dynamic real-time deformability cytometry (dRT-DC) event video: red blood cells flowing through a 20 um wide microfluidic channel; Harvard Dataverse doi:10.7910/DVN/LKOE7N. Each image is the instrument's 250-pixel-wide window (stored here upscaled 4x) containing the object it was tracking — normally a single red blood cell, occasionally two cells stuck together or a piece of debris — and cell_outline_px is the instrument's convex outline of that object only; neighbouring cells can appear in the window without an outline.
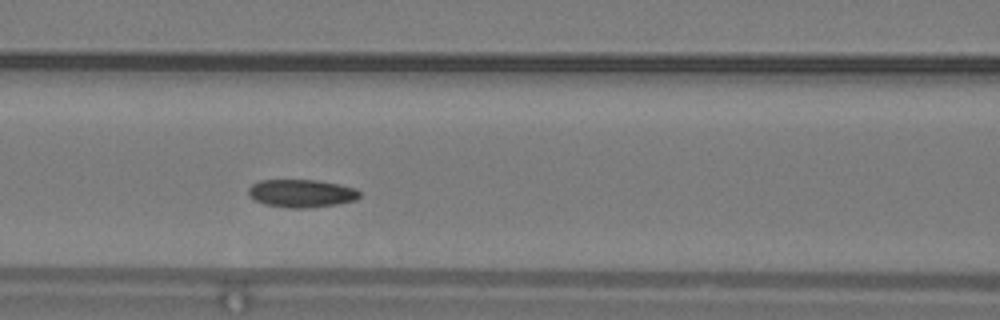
{"species": "common noctule bat (a hibernating species)", "species_latin": "Nyctalus noctula", "temperature_condition": "warm", "stored_images_in_passage": 42, "camera_frame_rate_fps": 3000, "um_per_image_px": 0.085, "animal": {"sex": "male", "body_mass_g": 19.2, "forearm_length_mm": 51.8}, "frame": {"image": 1, "passage_image": 13, "time_ms": 4.0, "image_size_px": [1000, 320], "cell_outline_px": [[360, 196], [356, 200], [336, 204], [312, 208], [288, 208], [264, 204], [256, 200], [248, 192], [248, 188], [252, 184], [260, 180], [316, 180], [356, 188], [360, 192]], "centroid_in_image_um": [25.63, 16.44], "position_along_channel_um": 141.0, "area_um2": 18.03}, "authors_computed_cell_mechanics": {"area_um2": 18.1781, "velocity_mm_per_s": 4.1836, "shape_relaxation_time_tau1_ms": 1.8317, "shape_relaxation_time_tau2_ms": null, "deformation_change_tau1": 0.0737, "deformation_change_tau2": null}}